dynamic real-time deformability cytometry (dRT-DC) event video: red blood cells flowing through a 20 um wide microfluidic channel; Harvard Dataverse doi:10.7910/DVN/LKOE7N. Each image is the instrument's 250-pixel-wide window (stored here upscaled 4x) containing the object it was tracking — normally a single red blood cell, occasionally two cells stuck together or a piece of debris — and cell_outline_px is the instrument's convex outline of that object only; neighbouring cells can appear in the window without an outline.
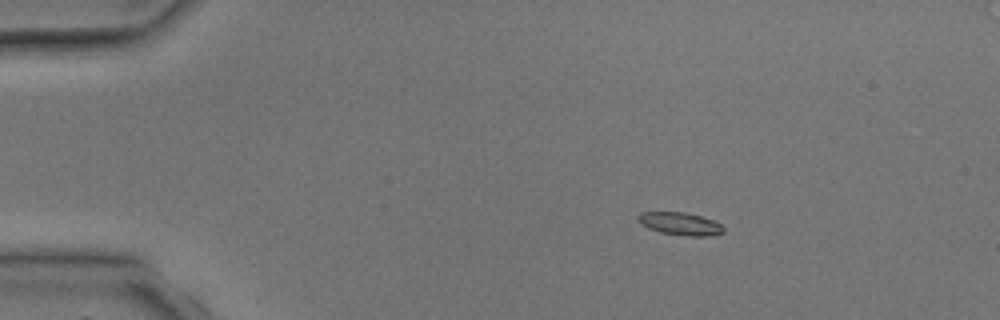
{"species": "common noctule bat (a hibernating species)", "species_latin": "Nyctalus noctula", "temperature_condition": "room temperature", "stored_images_in_passage": 2, "camera_frame_rate_fps": 3000, "um_per_image_px": 0.085, "animal": {"sex": "male", "body_mass_g": 17.9, "forearm_length_mm": 54.2}, "frame": {"image": 1, "passage_image": 1, "time_ms": 0.0, "image_size_px": [1000, 320], "cell_outline_px": [[724, 232], [712, 236], [688, 236], [660, 232], [648, 228], [640, 224], [636, 216], [640, 212], [684, 212], [700, 216], [712, 220], [720, 224], [724, 228]], "centroid_in_image_um": [57.79, 19.02], "position_along_channel_um": 27.2, "area_um2": 11.33}}